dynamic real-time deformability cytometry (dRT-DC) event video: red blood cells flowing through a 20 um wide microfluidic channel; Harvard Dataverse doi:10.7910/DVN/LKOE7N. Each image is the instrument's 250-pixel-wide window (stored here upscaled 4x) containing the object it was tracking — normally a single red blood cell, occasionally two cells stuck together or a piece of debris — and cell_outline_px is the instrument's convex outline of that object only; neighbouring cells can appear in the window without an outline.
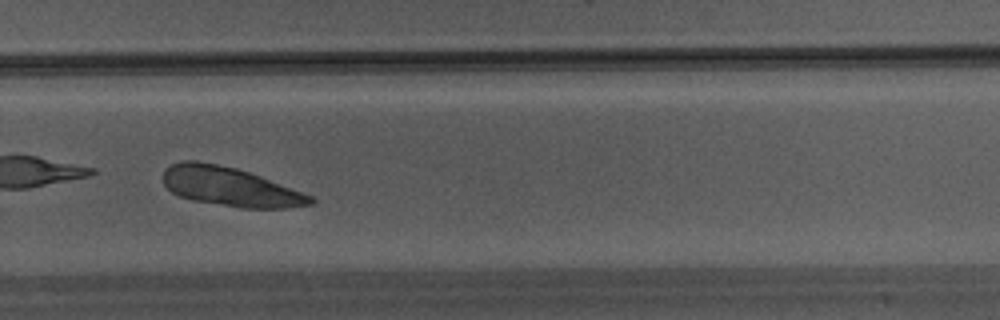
{"species": "Egyptian fruit bat (a non-hibernating species)", "species_latin": "Rousettus aegyptiacus", "temperature_condition": "warm", "stored_images_in_passage": 31, "camera_frame_rate_fps": 3000, "um_per_image_px": 0.085, "animal": {"sex": "male"}, "frame": {"image": 1, "passage_image": 18, "time_ms": 5.667, "image_size_px": [1000, 320], "cell_outline_px": [[316, 200], [312, 204], [284, 208], [240, 208], [192, 200], [180, 196], [172, 192], [164, 184], [164, 172], [172, 164], [184, 160], [196, 160], [236, 168], [260, 176], [312, 196]], "centroid_in_image_um": [19.56, 15.88], "position_along_channel_um": 310.2, "area_um2": 33.18}}